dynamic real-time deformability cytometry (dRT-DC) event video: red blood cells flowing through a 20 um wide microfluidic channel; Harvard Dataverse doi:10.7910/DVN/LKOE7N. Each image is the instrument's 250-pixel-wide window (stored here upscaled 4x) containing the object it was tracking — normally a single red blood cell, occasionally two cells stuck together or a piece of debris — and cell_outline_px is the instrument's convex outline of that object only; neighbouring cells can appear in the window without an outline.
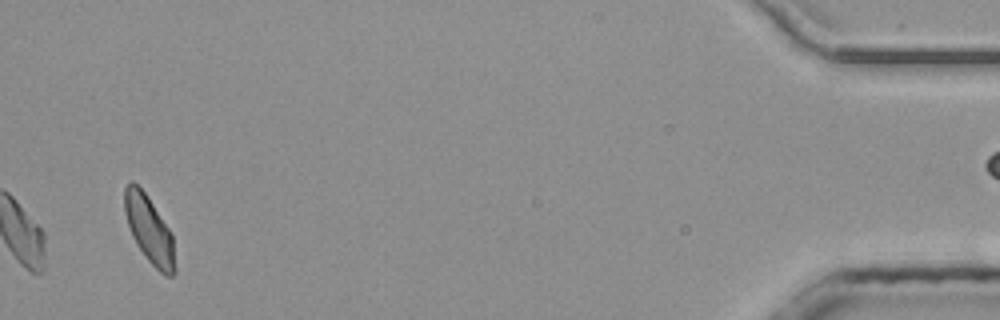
{"species": "common noctule bat (a hibernating species)", "species_latin": "Nyctalus noctula", "temperature_condition": "room temperature", "stored_images_in_passage": 36, "camera_frame_rate_fps": 3000, "um_per_image_px": 0.085, "animal": {"sex": "male", "body_mass_g": 20.4}, "frame": {"image": 1, "passage_image": 36, "time_ms": 11.667, "image_size_px": [1000, 320], "cell_outline_px": [[176, 272], [172, 276], [164, 276], [148, 260], [136, 244], [132, 236], [124, 212], [124, 188], [132, 180], [144, 192], [172, 232], [176, 268]], "centroid_in_image_um": [12.7, 19.55], "position_along_channel_um": 422.5, "area_um2": 19.71}}